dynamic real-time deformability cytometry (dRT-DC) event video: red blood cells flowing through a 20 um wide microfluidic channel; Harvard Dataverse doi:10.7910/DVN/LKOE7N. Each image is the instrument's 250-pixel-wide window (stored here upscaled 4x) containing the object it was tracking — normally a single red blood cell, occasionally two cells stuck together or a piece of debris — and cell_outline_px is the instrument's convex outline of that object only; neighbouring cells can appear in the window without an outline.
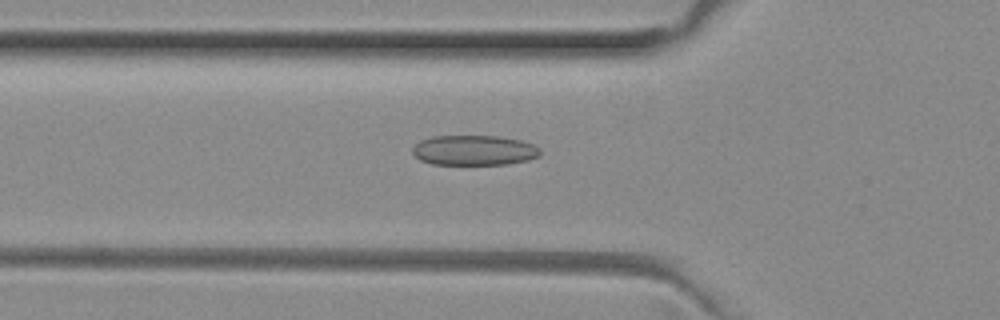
{"species": "common noctule bat (a hibernating species)", "species_latin": "Nyctalus noctula", "temperature_condition": "room temperature", "stored_images_in_passage": 41, "camera_frame_rate_fps": 3000, "um_per_image_px": 0.085, "animal": {"sex": "female", "body_mass_g": 29.2, "forearm_length_mm": 56.3}, "frame": {"image": 1, "passage_image": 7, "time_ms": 2.0, "image_size_px": [1000, 320], "cell_outline_px": [[540, 156], [528, 160], [508, 164], [432, 164], [420, 160], [412, 152], [412, 148], [420, 140], [432, 136], [496, 136], [520, 140], [532, 144], [540, 148]], "centroid_in_image_um": [40.3, 12.77], "position_along_channel_um": 85.5, "area_um2": 22.37}}
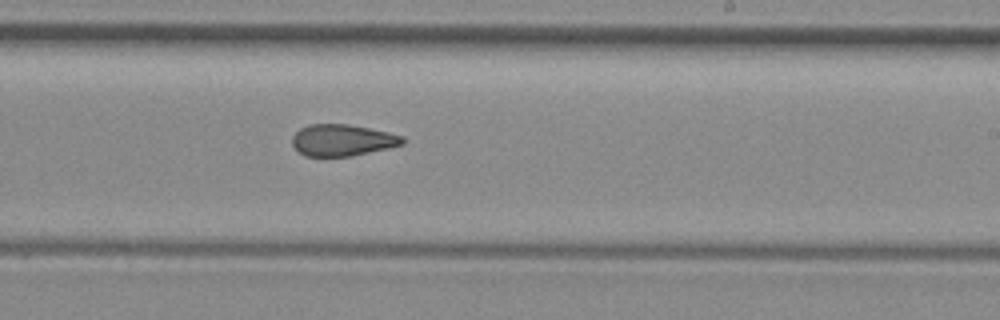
{"frame": {"image": 2, "passage_image": 20, "time_ms": 6.333, "image_size_px": [1000, 320], "cell_outline_px": [[404, 144], [352, 156], [304, 156], [292, 144], [292, 136], [300, 128], [308, 124], [348, 124], [388, 132], [404, 136]], "centroid_in_image_um": [29.09, 11.91], "position_along_channel_um": 259.9, "area_um2": 20.23}}
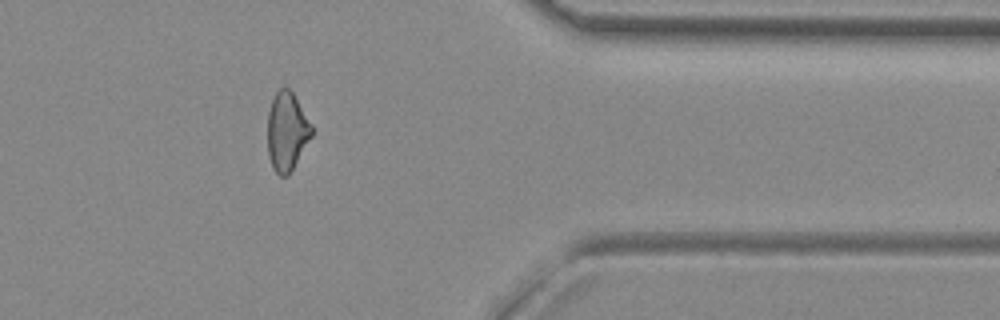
{"frame": {"image": 3, "passage_image": 31, "time_ms": 10.0, "image_size_px": [1000, 320], "cell_outline_px": [[312, 136], [288, 176], [280, 176], [272, 168], [268, 156], [268, 112], [272, 100], [276, 92], [280, 88], [288, 88], [292, 92], [312, 124]], "centroid_in_image_um": [24.38, 11.19], "position_along_channel_um": 387.0, "area_um2": 20.11}, "authors_computed_cell_mechanics": {"area_um2": 21.1548, "velocity_mm_per_s": 4.0167, "shape_relaxation_time_tau1_ms": null, "shape_relaxation_time_tau2_ms": 3.3416, "deformation_change_tau1": null, "deformation_change_tau2": 0.1193}}